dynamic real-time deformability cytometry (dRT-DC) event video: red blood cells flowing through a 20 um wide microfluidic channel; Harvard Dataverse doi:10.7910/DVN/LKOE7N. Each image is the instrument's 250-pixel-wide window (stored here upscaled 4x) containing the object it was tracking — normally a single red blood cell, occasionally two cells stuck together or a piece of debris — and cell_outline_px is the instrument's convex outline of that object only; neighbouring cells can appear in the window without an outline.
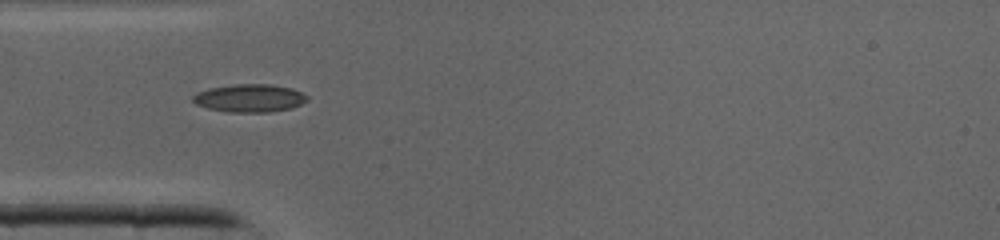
{"species": "common noctule bat (a hibernating species)", "species_latin": "Nyctalus noctula", "temperature_condition": "cold", "stored_images_in_passage": 30, "camera_frame_rate_fps": 3000, "um_per_image_px": 0.085, "animal": {"sex": "male", "body_mass_g": 19.0, "forearm_length_mm": 50.8}, "frame": {"image": 1, "passage_image": 1, "time_ms": 0.0, "image_size_px": [1000, 240], "cell_outline_px": [[308, 100], [292, 108], [268, 112], [228, 112], [208, 108], [196, 104], [192, 100], [192, 96], [196, 92], [208, 88], [236, 84], [272, 84], [292, 88], [308, 96]], "centroid_in_image_um": [21.2, 8.33], "position_along_channel_um": 63.8, "area_um2": 18.67}}
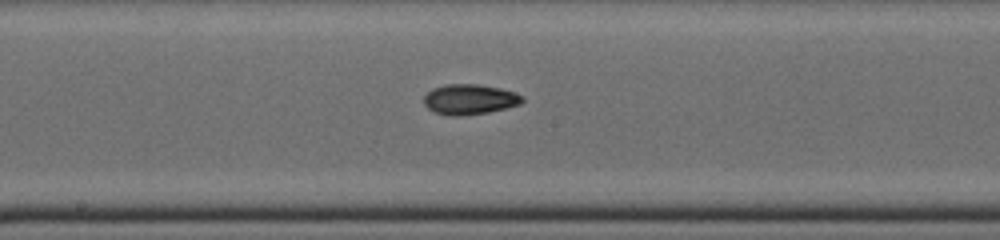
{"frame": {"image": 2, "passage_image": 10, "time_ms": 3.0, "image_size_px": [1000, 240], "cell_outline_px": [[524, 100], [520, 104], [488, 112], [460, 116], [448, 116], [432, 112], [424, 104], [424, 96], [432, 88], [444, 84], [480, 84], [500, 88], [524, 96]], "centroid_in_image_um": [39.88, 8.44], "position_along_channel_um": 208.3, "area_um2": 17.46}}
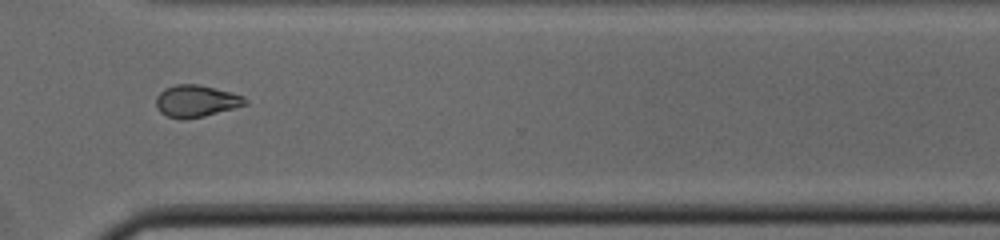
{"frame": {"image": 3, "passage_image": 19, "time_ms": 6.0, "image_size_px": [1000, 240], "cell_outline_px": [[248, 104], [236, 108], [204, 116], [184, 120], [180, 120], [168, 116], [160, 112], [156, 108], [156, 96], [164, 88], [176, 84], [196, 84], [232, 92], [244, 96], [248, 100]], "centroid_in_image_um": [16.68, 8.6], "position_along_channel_um": 353.9, "area_um2": 16.82}}